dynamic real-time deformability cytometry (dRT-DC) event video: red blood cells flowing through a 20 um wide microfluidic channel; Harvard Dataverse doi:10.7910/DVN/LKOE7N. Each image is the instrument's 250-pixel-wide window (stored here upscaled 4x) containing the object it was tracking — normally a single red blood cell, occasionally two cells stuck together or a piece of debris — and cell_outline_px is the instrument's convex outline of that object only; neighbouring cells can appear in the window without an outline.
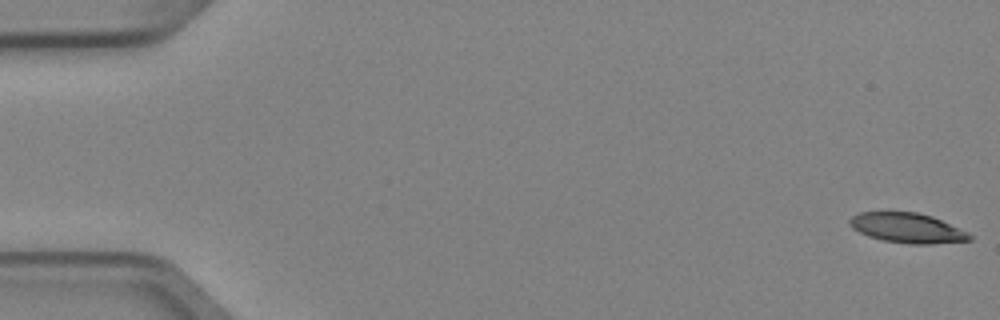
{"species": "Egyptian fruit bat (a non-hibernating species)", "species_latin": "Rousettus aegyptiacus", "temperature_condition": "cold", "stored_images_in_passage": 5, "camera_frame_rate_fps": 3000, "um_per_image_px": 0.085, "animal": {"sex": "female"}, "frame": {"image": 1, "passage_image": 1, "time_ms": 0.0, "image_size_px": [1000, 320], "cell_outline_px": [[972, 240], [928, 244], [912, 244], [884, 240], [868, 236], [852, 228], [848, 224], [848, 220], [852, 216], [860, 212], [916, 212], [932, 216], [968, 232], [972, 236]], "centroid_in_image_um": [77.1, 19.37], "position_along_channel_um": 7.9, "area_um2": 20.75}}
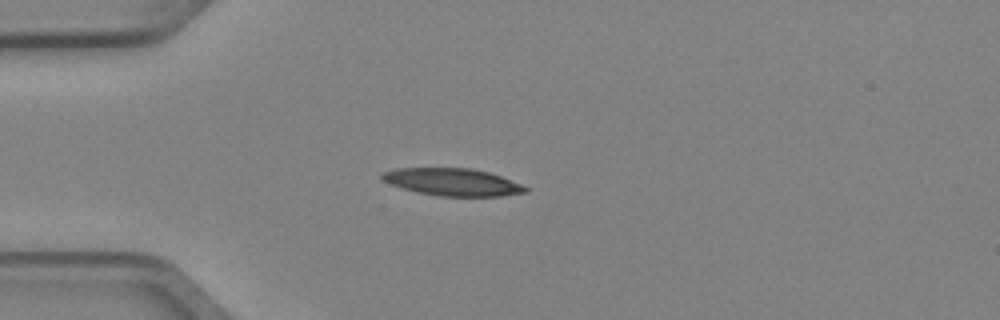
{"frame": {"image": 2, "passage_image": 4, "time_ms": 1.0, "image_size_px": [1000, 320], "cell_outline_px": [[528, 192], [500, 196], [440, 196], [416, 192], [392, 184], [384, 180], [380, 176], [380, 172], [396, 168], [472, 168], [488, 172], [500, 176], [520, 184], [528, 188]], "centroid_in_image_um": [38.45, 15.47], "position_along_channel_um": 46.5, "area_um2": 22.72}}